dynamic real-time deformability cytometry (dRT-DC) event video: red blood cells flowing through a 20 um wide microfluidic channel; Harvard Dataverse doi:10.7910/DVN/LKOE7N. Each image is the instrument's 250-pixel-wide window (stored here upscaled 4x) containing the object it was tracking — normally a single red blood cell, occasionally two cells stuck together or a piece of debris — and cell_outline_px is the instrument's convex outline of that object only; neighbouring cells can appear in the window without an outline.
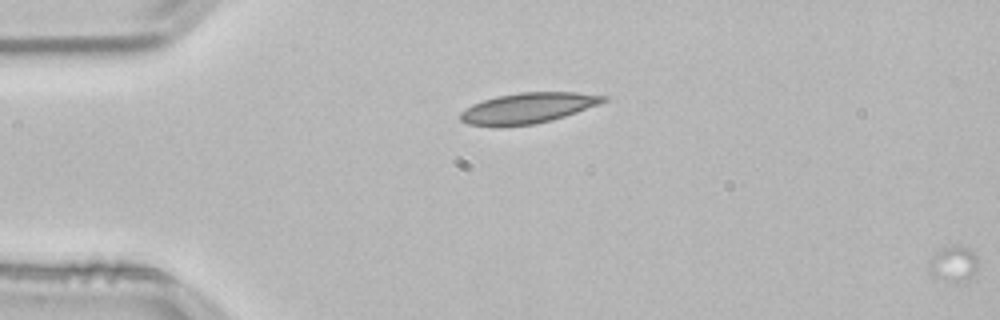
{"species": "common noctule bat (a hibernating species)", "species_latin": "Nyctalus noctula", "temperature_condition": "room temperature", "stored_images_in_passage": 12, "segment_of_instrument_passage": [2, 2], "camera_frame_rate_fps": 3000, "um_per_image_px": 0.085, "animal": {"sex": "male", "body_mass_g": 21.5, "forearm_length_mm": 52.0}, "frame": {"image": 1, "passage_image": 12, "time_ms": 3.667, "image_size_px": [1000, 320], "cell_outline_px": [[976, 268], [968, 280], [964, 284], [948, 280], [936, 276], [932, 272], [932, 256], [944, 244], [956, 244], [972, 248], [976, 256]], "centroid_in_image_um": [81.11, 22.35], "position_along_channel_um": 3.9, "area_um2": 10.06}}